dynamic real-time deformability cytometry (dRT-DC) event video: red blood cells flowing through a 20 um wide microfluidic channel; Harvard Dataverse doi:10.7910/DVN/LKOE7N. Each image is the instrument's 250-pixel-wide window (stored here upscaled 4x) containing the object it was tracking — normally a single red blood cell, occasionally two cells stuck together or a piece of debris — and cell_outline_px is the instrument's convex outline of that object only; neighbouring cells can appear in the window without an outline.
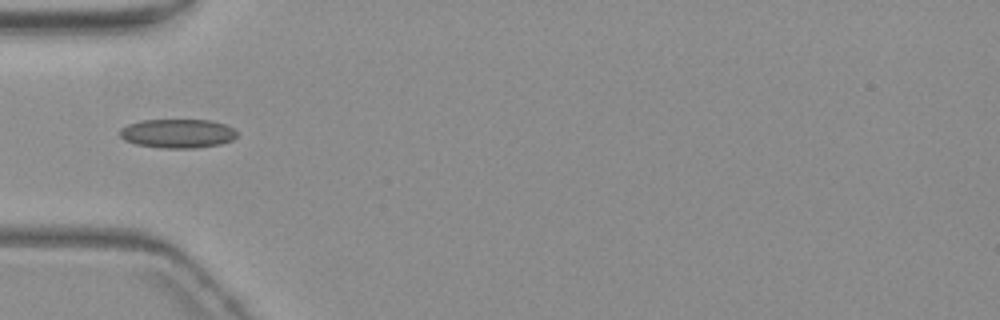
{"species": "common noctule bat (a hibernating species)", "species_latin": "Nyctalus noctula", "temperature_condition": "warm", "stored_images_in_passage": 18, "camera_frame_rate_fps": 3000, "um_per_image_px": 0.085, "animal": {"sex": "female", "body_mass_g": 19.3, "forearm_length_mm": 54.1}, "frame": {"image": 1, "passage_image": 1, "time_ms": 0.0, "image_size_px": [1000, 320], "cell_outline_px": [[236, 136], [232, 140], [220, 144], [196, 148], [160, 148], [136, 144], [124, 140], [120, 136], [120, 128], [128, 124], [140, 120], [212, 120], [224, 124], [232, 128], [236, 132]], "centroid_in_image_um": [15.07, 11.34], "position_along_channel_um": 69.9, "area_um2": 19.83}}
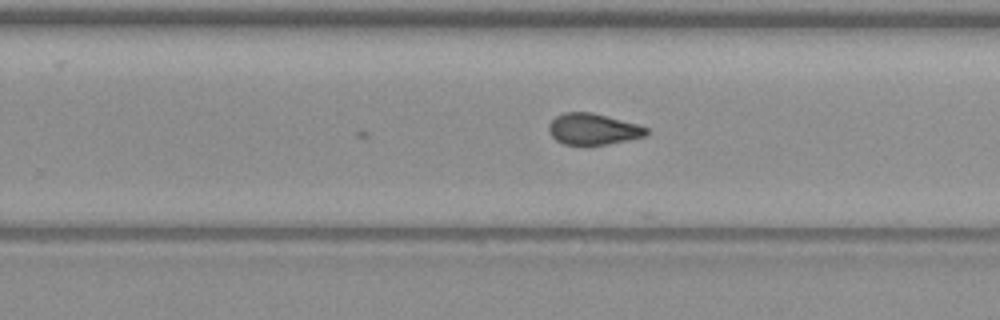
{"frame": {"image": 2, "passage_image": 18, "time_ms": 5.667, "image_size_px": [1000, 320], "cell_outline_px": [[648, 136], [608, 144], [584, 148], [564, 144], [556, 140], [548, 132], [548, 124], [556, 116], [564, 112], [592, 112], [636, 124], [648, 128]], "centroid_in_image_um": [50.38, 11.02], "position_along_channel_um": 279.4, "area_um2": 18.32}}